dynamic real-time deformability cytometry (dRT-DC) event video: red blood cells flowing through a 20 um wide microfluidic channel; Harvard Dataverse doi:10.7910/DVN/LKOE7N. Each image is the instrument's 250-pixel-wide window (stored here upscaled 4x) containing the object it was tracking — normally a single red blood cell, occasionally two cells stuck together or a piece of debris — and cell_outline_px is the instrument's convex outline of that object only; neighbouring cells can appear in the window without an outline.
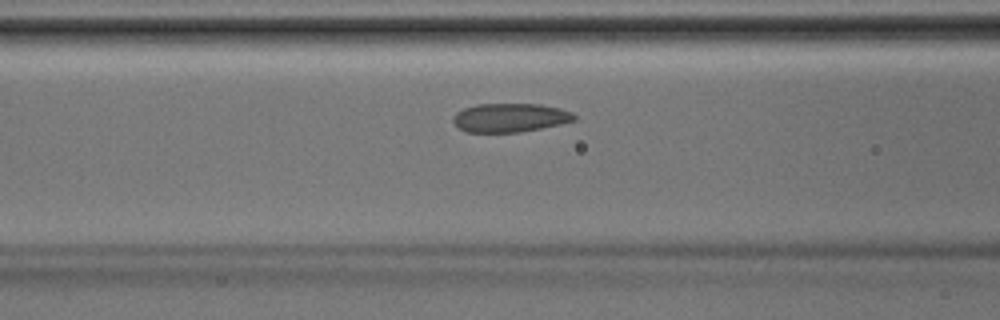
{"species": "Egyptian fruit bat (a non-hibernating species)", "species_latin": "Rousettus aegyptiacus", "temperature_condition": "room temperature", "stored_images_in_passage": 31, "camera_frame_rate_fps": 3000, "um_per_image_px": 0.085, "animal": {"sex": "male"}, "frame": {"image": 1, "passage_image": 7, "time_ms": 2.0, "image_size_px": [1000, 320], "cell_outline_px": [[576, 120], [560, 124], [520, 132], [468, 132], [460, 128], [452, 120], [452, 116], [456, 112], [464, 108], [476, 104], [540, 104], [560, 108], [572, 112], [576, 116]], "centroid_in_image_um": [43.36, 9.99], "position_along_channel_um": 123.2, "area_um2": 20.29}}
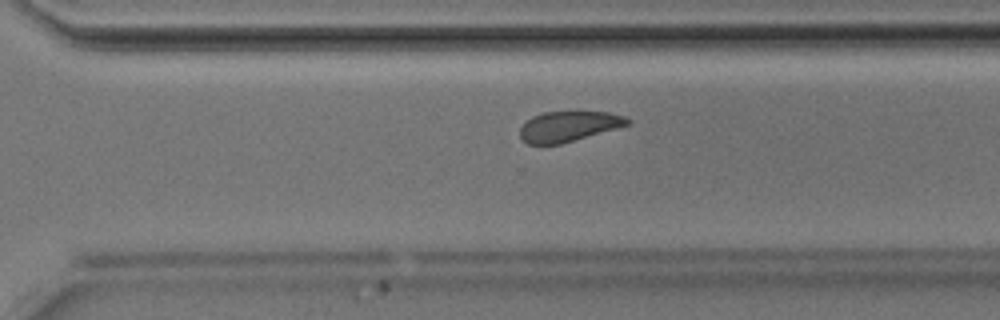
{"frame": {"image": 2, "passage_image": 19, "time_ms": 6.0, "image_size_px": [1000, 320], "cell_outline_px": [[632, 120], [628, 124], [616, 128], [560, 144], [528, 144], [520, 136], [520, 128], [532, 116], [544, 112], [608, 112], [624, 116]], "centroid_in_image_um": [48.32, 10.73], "position_along_channel_um": 322.3, "area_um2": 18.61}}
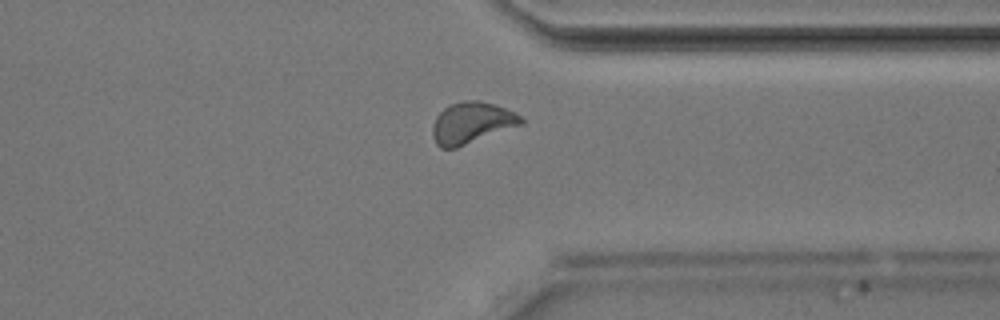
{"frame": {"image": 3, "passage_image": 22, "time_ms": 7.0, "image_size_px": [1000, 320], "cell_outline_px": [[524, 124], [456, 148], [440, 148], [436, 144], [432, 136], [432, 128], [436, 116], [448, 104], [460, 100], [480, 100], [504, 108], [520, 116], [524, 120]], "centroid_in_image_um": [40.06, 10.44], "position_along_channel_um": 371.3, "area_um2": 21.44}}